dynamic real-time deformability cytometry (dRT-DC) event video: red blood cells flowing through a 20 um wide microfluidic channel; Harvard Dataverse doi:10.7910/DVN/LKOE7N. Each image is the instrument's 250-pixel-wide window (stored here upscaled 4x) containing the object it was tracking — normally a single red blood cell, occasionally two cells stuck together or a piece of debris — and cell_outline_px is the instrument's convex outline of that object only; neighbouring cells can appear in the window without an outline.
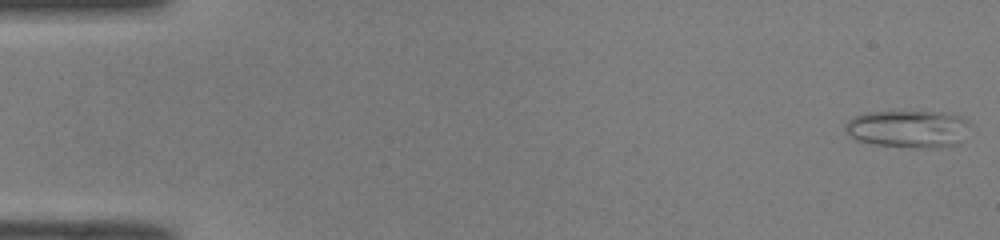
{"species": "common noctule bat (a hibernating species)", "species_latin": "Nyctalus noctula", "temperature_condition": "room temperature", "stored_images_in_passage": 49, "camera_frame_rate_fps": 3000, "um_per_image_px": 0.085, "animal": {"sex": "male", "body_mass_g": 19.0, "forearm_length_mm": 50.8}, "frame": {"image": 1, "passage_image": 1, "time_ms": 0.0, "image_size_px": [1000, 240], "cell_outline_px": [[972, 124], [960, 144], [936, 148], [916, 148], [876, 144], [856, 140], [844, 128], [844, 124], [852, 116], [864, 112], [944, 112], [960, 116], [968, 120]], "centroid_in_image_um": [77.24, 10.95], "position_along_channel_um": 7.8, "area_um2": 27.57}}
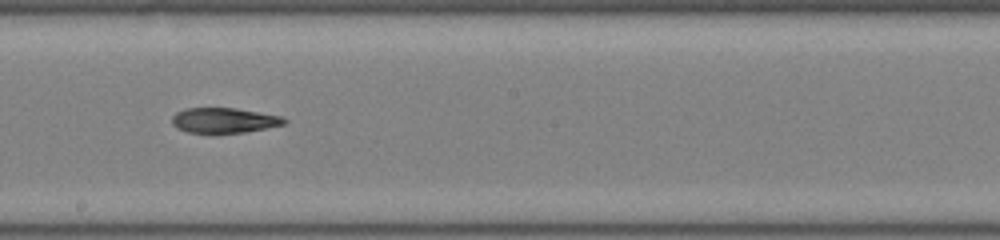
{"frame": {"image": 2, "passage_image": 28, "time_ms": 9.0, "image_size_px": [1000, 240], "cell_outline_px": [[288, 120], [284, 124], [244, 132], [216, 136], [188, 132], [176, 128], [172, 124], [172, 116], [176, 112], [184, 108], [236, 108], [280, 116]], "centroid_in_image_um": [18.97, 10.27], "position_along_channel_um": 229.2, "area_um2": 16.99}}
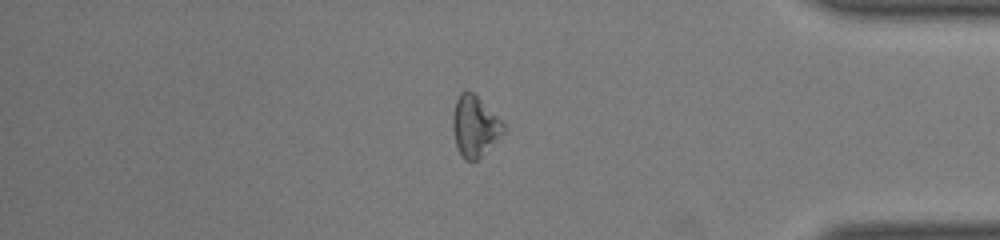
{"frame": {"image": 3, "passage_image": 42, "time_ms": 13.667, "image_size_px": [1000, 240], "cell_outline_px": [[508, 128], [476, 160], [464, 160], [456, 144], [452, 128], [452, 116], [456, 100], [460, 92], [468, 88]], "centroid_in_image_um": [40.32, 10.7], "position_along_channel_um": 394.9, "area_um2": 17.57}}